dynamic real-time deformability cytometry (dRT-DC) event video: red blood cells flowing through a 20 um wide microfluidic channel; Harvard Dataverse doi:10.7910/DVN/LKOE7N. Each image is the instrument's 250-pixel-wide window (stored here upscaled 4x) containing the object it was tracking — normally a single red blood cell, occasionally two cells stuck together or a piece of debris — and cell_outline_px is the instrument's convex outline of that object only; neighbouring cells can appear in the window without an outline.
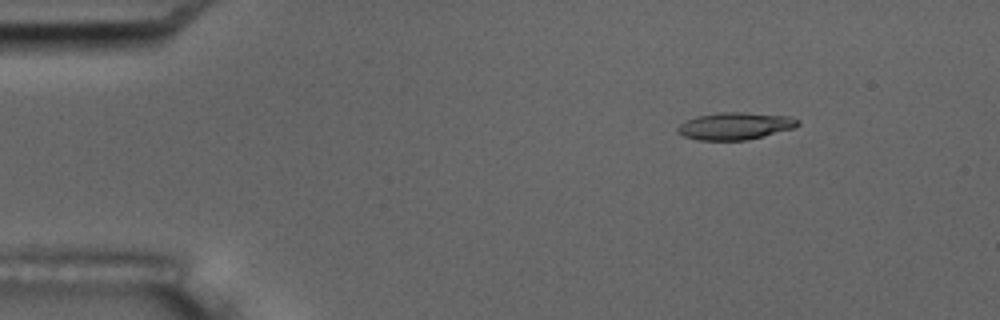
{"species": "common noctule bat (a hibernating species)", "species_latin": "Nyctalus noctula", "temperature_condition": "room temperature", "stored_images_in_passage": 16, "camera_frame_rate_fps": 3000, "um_per_image_px": 0.085, "animal": {"sex": "male", "body_mass_g": 17.5, "forearm_length_mm": 52.3}, "frame": {"image": 1, "passage_image": 3, "time_ms": 2.333, "image_size_px": [1000, 320], "cell_outline_px": [[800, 124], [796, 128], [748, 140], [696, 140], [684, 136], [676, 132], [676, 128], [684, 120], [696, 116], [720, 112], [744, 112], [788, 116], [800, 120]], "centroid_in_image_um": [62.48, 10.71], "position_along_channel_um": 22.5, "area_um2": 19.36}, "authors_computed_cell_mechanics": {"area_um2": 18.8717, "velocity_mm_per_s": 3.5353, "shape_relaxation_time_tau1_ms": null, "shape_relaxation_time_tau2_ms": 6.6991, "deformation_change_tau1": null, "deformation_change_tau2": 0.1807}}